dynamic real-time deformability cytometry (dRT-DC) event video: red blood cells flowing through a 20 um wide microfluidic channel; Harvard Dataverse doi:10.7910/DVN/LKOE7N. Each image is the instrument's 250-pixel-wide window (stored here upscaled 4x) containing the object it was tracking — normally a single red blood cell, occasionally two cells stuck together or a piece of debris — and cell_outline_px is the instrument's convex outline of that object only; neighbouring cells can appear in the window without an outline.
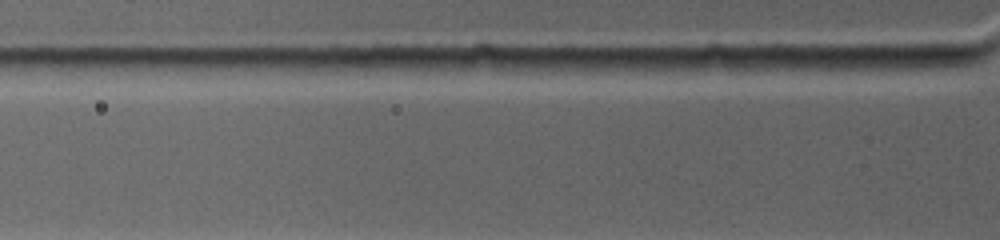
{"species": "common noctule bat (a hibernating species)", "species_latin": "Nyctalus noctula", "temperature_condition": "warm", "stored_images_in_passage": 2, "camera_frame_rate_fps": 4500, "um_per_image_px": 0.085, "animal": {"sex": "female", "body_mass_g": 19.0, "forearm_length_mm": 53.3}, "frame": {"image": 1, "passage_image": 2, "time_ms": 0.667, "image_size_px": [1000, 240], "cell_outline_px": [[968, 64], [940, 68], [876, 76], [816, 68], [820, 56], [960, 56], [968, 60]], "centroid_in_image_um": [75.42, 5.43], "position_along_channel_um": 50.4, "area_um2": 16.07}}